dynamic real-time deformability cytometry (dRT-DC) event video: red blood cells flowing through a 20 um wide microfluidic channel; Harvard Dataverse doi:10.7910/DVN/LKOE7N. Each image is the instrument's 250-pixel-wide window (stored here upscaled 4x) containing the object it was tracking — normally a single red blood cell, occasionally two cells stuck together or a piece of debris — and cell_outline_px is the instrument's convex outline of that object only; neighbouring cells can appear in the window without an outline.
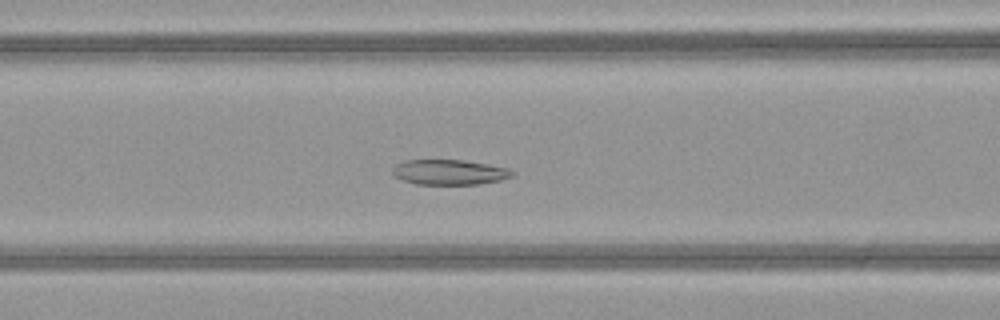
{"species": "common noctule bat (a hibernating species)", "species_latin": "Nyctalus noctula", "temperature_condition": "warm", "stored_images_in_passage": 50, "camera_frame_rate_fps": 3000, "um_per_image_px": 0.085, "animal": {"sex": "female", "body_mass_g": 21.9}, "frame": {"image": 1, "passage_image": 21, "time_ms": 6.667, "image_size_px": [1000, 320], "cell_outline_px": [[516, 172], [512, 176], [500, 180], [480, 184], [416, 184], [392, 176], [392, 168], [396, 164], [404, 160], [464, 160], [488, 164], [508, 168]], "centroid_in_image_um": [38.19, 14.63], "position_along_channel_um": 128.4, "area_um2": 17.63}}
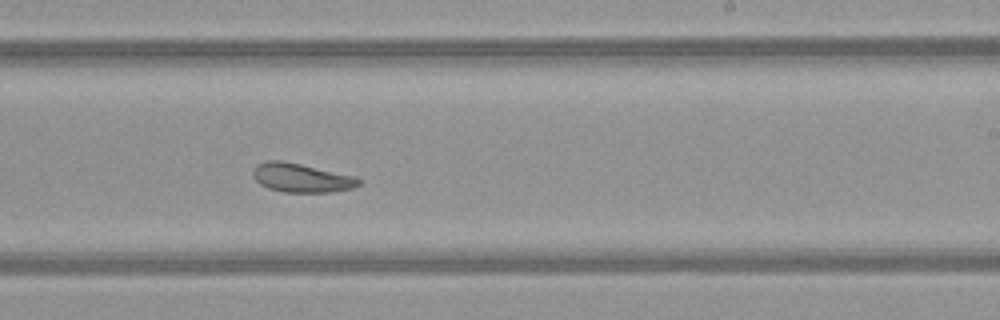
{"frame": {"image": 2, "passage_image": 31, "time_ms": 10.0, "image_size_px": [1000, 320], "cell_outline_px": [[360, 184], [352, 188], [332, 192], [284, 192], [268, 188], [260, 184], [252, 176], [252, 172], [256, 164], [264, 160], [284, 160], [352, 176], [360, 180]], "centroid_in_image_um": [25.54, 15.1], "position_along_channel_um": 263.5, "area_um2": 17.74}}
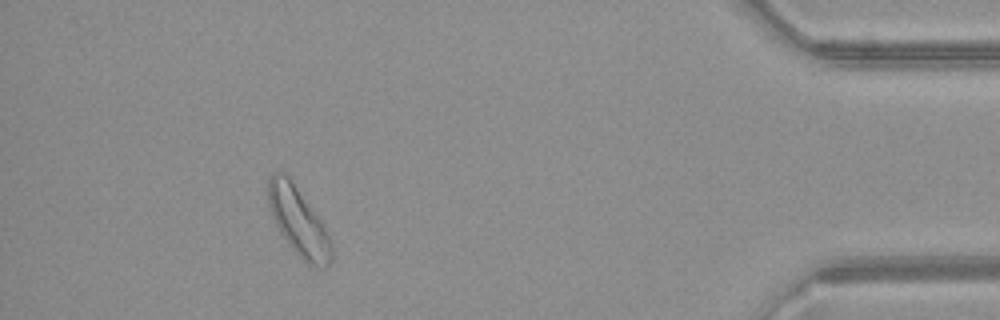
{"frame": {"image": 3, "passage_image": 46, "time_ms": 15.0, "image_size_px": [1000, 320], "cell_outline_px": [[332, 260], [324, 268], [316, 268], [308, 264], [288, 244], [280, 232], [272, 216], [268, 204], [268, 176], [272, 172], [284, 172], [288, 176], [324, 224], [332, 240]], "centroid_in_image_um": [25.38, 18.83], "position_along_channel_um": 409.8, "area_um2": 25.2}, "authors_computed_cell_mechanics": {"area_um2": 22.1085, "velocity_mm_per_s": 4.0544, "shape_relaxation_time_tau1_ms": null, "shape_relaxation_time_tau2_ms": 5.286, "deformation_change_tau1": null, "deformation_change_tau2": 0.1271}}